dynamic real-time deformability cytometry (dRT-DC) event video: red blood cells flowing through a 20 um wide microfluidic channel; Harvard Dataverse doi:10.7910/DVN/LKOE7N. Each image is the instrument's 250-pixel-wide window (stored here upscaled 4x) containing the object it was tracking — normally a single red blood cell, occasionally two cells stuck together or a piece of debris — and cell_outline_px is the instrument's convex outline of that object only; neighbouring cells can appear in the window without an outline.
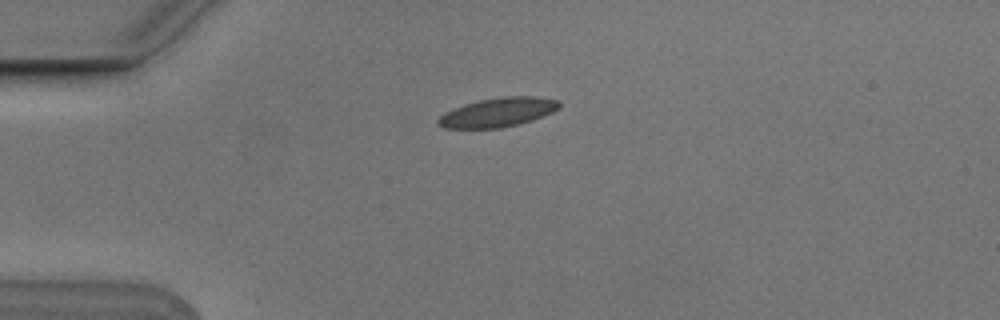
{"species": "Egyptian fruit bat (a non-hibernating species)", "species_latin": "Rousettus aegyptiacus", "temperature_condition": "cold", "stored_images_in_passage": 7, "camera_frame_rate_fps": 3000, "um_per_image_px": 0.085, "animal": {"sex": "male"}, "frame": {"image": 1, "passage_image": 2, "time_ms": 0.333, "image_size_px": [1000, 320], "cell_outline_px": [[560, 108], [552, 112], [532, 120], [520, 124], [500, 128], [444, 128], [436, 124], [436, 120], [444, 112], [452, 108], [464, 104], [480, 100], [500, 96], [536, 96], [560, 100]], "centroid_in_image_um": [42.31, 9.54], "position_along_channel_um": 42.7, "area_um2": 20.81}}
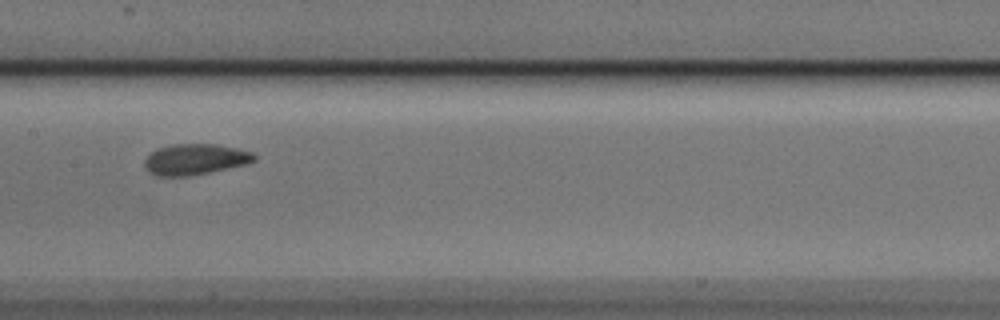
{"frame": {"image": 2, "passage_image": 6, "time_ms": 1.667, "image_size_px": [1000, 320], "cell_outline_px": [[256, 160], [248, 164], [188, 176], [156, 176], [148, 172], [144, 168], [144, 160], [156, 148], [172, 144], [216, 144], [236, 148], [252, 152], [256, 156]], "centroid_in_image_um": [16.56, 13.54], "position_along_channel_um": 190.8, "area_um2": 19.83}}
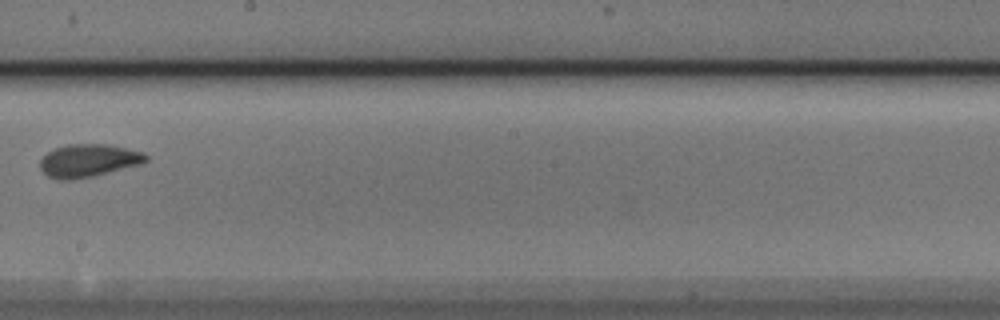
{"frame": {"image": 3, "passage_image": 7, "time_ms": 2.0, "image_size_px": [1000, 320], "cell_outline_px": [[148, 160], [144, 164], [92, 176], [72, 180], [60, 180], [48, 176], [40, 168], [40, 160], [48, 152], [56, 148], [68, 144], [108, 144], [144, 152], [148, 156]], "centroid_in_image_um": [7.56, 13.65], "position_along_channel_um": 240.6, "area_um2": 20.35}}